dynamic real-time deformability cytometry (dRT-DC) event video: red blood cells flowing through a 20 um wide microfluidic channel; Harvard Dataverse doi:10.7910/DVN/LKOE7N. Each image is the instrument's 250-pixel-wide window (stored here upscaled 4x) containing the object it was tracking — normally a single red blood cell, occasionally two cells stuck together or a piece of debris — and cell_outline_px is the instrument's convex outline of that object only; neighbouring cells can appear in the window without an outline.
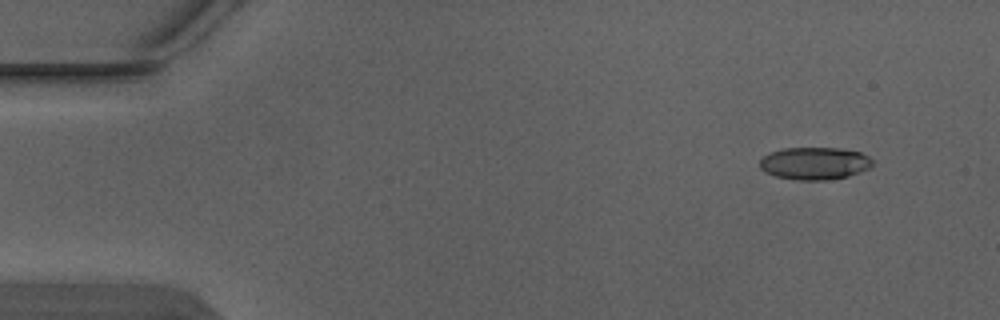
{"species": "Egyptian fruit bat (a non-hibernating species)", "species_latin": "Rousettus aegyptiacus", "temperature_condition": "warm", "stored_images_in_passage": 5, "camera_frame_rate_fps": 3000, "um_per_image_px": 0.085, "animal": {"sex": "male"}, "frame": {"image": 1, "passage_image": 2, "time_ms": 0.333, "image_size_px": [1000, 320], "cell_outline_px": [[872, 164], [868, 168], [848, 176], [828, 180], [800, 180], [776, 176], [764, 172], [760, 168], [760, 160], [764, 156], [772, 152], [784, 148], [840, 148], [860, 152], [868, 156], [872, 160]], "centroid_in_image_um": [69.23, 13.88], "position_along_channel_um": 15.8, "area_um2": 21.15}}
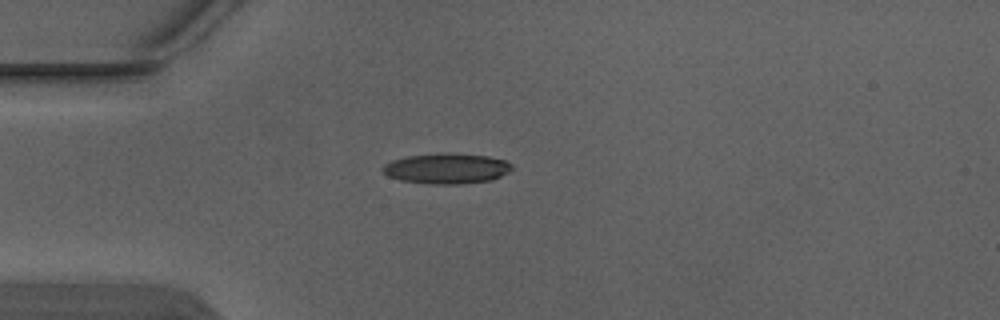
{"frame": {"image": 2, "passage_image": 4, "time_ms": 1.0, "image_size_px": [1000, 320], "cell_outline_px": [[512, 168], [508, 172], [492, 180], [460, 184], [424, 184], [400, 180], [388, 176], [380, 168], [384, 164], [392, 160], [408, 156], [488, 156], [504, 160], [512, 164]], "centroid_in_image_um": [37.94, 14.38], "position_along_channel_um": 47.1, "area_um2": 21.91}}